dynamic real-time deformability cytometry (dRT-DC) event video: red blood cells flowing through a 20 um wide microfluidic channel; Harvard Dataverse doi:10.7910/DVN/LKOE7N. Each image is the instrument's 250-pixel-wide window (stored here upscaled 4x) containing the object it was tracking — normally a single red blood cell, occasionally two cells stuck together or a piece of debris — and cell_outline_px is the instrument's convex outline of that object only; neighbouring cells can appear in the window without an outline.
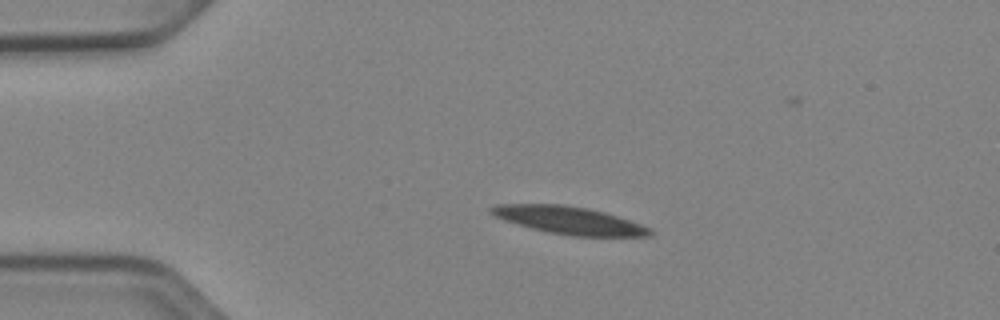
{"species": "Egyptian fruit bat (a non-hibernating species)", "species_latin": "Rousettus aegyptiacus", "temperature_condition": "cold", "stored_images_in_passage": 44, "camera_frame_rate_fps": 3000, "um_per_image_px": 0.085, "animal": {"sex": "female"}, "frame": {"image": 1, "passage_image": 1, "time_ms": 0.0, "image_size_px": [1000, 320], "cell_outline_px": [[656, 232], [652, 236], [576, 236], [548, 232], [516, 224], [504, 220], [488, 212], [488, 208], [496, 204], [560, 204], [588, 208], [604, 212], [652, 228]], "centroid_in_image_um": [48.38, 18.72], "position_along_channel_um": 36.6, "area_um2": 25.49}}
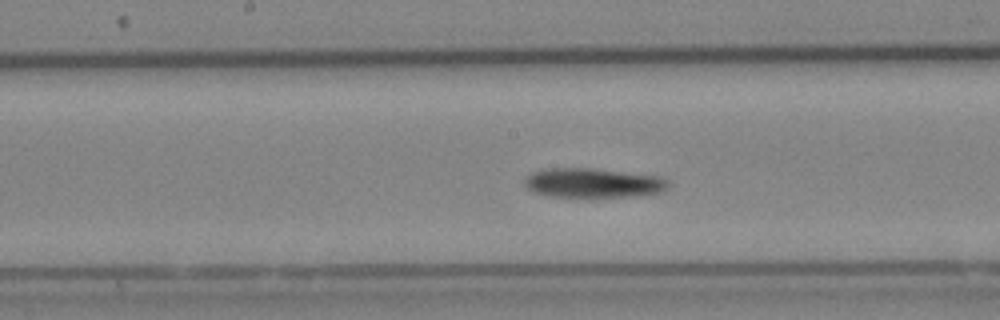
{"frame": {"image": 2, "passage_image": 17, "time_ms": 5.333, "image_size_px": [1000, 320], "cell_outline_px": [[668, 188], [664, 192], [640, 196], [592, 200], [548, 196], [532, 192], [524, 184], [524, 180], [532, 172], [544, 168], [592, 168], [660, 176], [668, 180]], "centroid_in_image_um": [50.43, 15.6], "position_along_channel_um": 197.8, "area_um2": 26.07}}
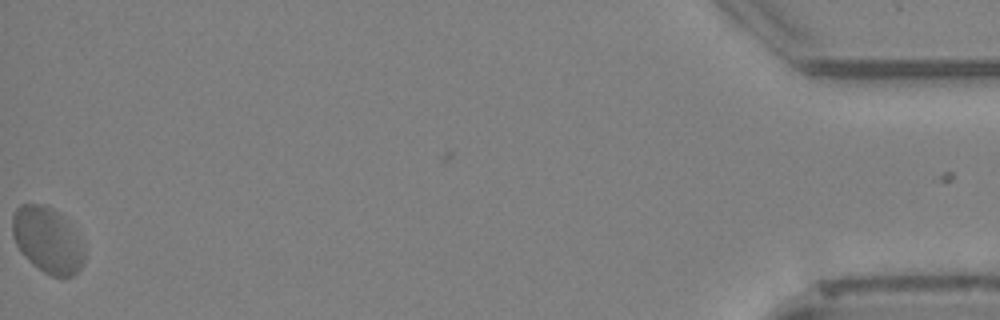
{"frame": {"image": 3, "passage_image": 43, "time_ms": 14.0, "image_size_px": [1000, 320], "cell_outline_px": [[84, 264], [72, 276], [52, 276], [44, 272], [32, 264], [20, 252], [16, 244], [12, 232], [12, 216], [16, 208], [20, 204], [40, 204], [52, 208], [68, 224], [84, 244]], "centroid_in_image_um": [4.01, 20.42], "position_along_channel_um": 431.2, "area_um2": 27.34}}